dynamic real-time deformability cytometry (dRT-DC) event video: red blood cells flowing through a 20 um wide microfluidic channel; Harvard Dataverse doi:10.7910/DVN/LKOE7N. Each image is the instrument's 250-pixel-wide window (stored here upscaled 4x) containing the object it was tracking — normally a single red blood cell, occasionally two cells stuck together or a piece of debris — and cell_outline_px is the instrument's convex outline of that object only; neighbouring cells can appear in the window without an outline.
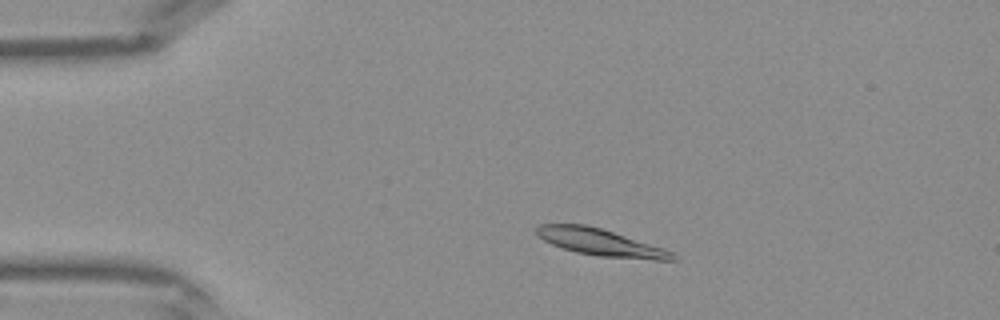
{"species": "Egyptian fruit bat (a non-hibernating species)", "species_latin": "Rousettus aegyptiacus", "temperature_condition": "warm", "stored_images_in_passage": 38, "camera_frame_rate_fps": 3000, "um_per_image_px": 0.085, "frame": {"image": 1, "passage_image": 5, "time_ms": 1.333, "image_size_px": [1000, 320], "cell_outline_px": [[676, 260], [652, 260], [600, 256], [576, 252], [552, 244], [536, 236], [536, 224], [584, 224], [600, 228], [664, 248], [672, 252], [676, 256]], "centroid_in_image_um": [51.02, 20.6], "position_along_channel_um": 34.0, "area_um2": 21.15}}
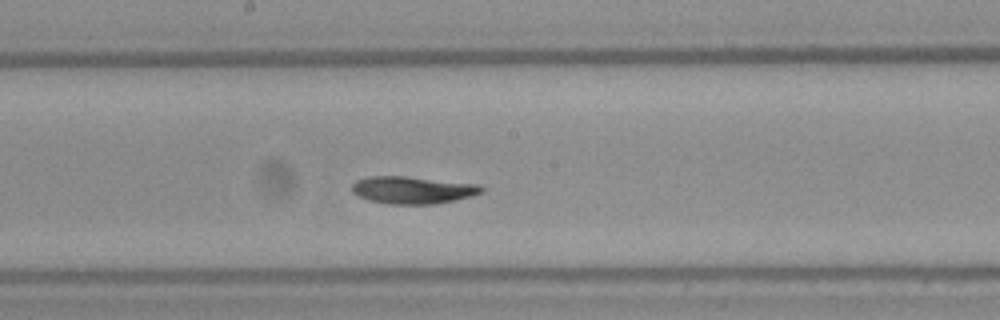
{"frame": {"image": 2, "passage_image": 19, "time_ms": 6.0, "image_size_px": [1000, 320], "cell_outline_px": [[484, 192], [472, 196], [432, 204], [388, 204], [368, 200], [352, 192], [352, 184], [356, 180], [368, 176], [404, 176], [480, 184], [484, 188]], "centroid_in_image_um": [35.08, 16.14], "position_along_channel_um": 213.1, "area_um2": 20.63}}
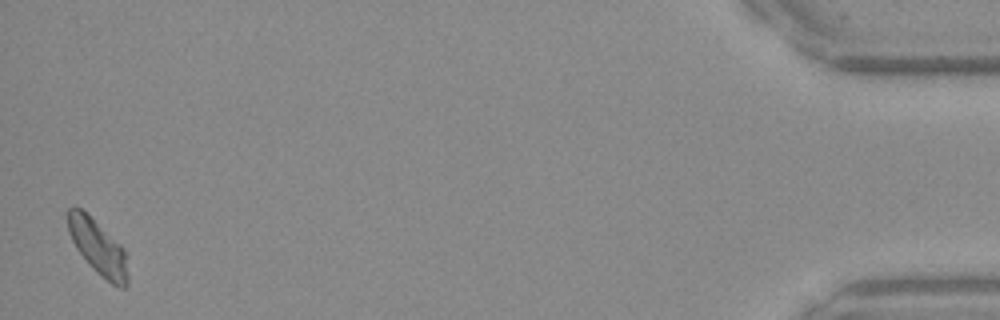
{"frame": {"image": 3, "passage_image": 38, "time_ms": 12.333, "image_size_px": [1000, 320], "cell_outline_px": [[128, 284], [124, 288], [120, 288], [112, 284], [96, 272], [88, 264], [76, 248], [68, 232], [68, 208], [80, 208], [120, 244], [124, 248], [128, 272]], "centroid_in_image_um": [8.34, 21.07], "position_along_channel_um": 426.9, "area_um2": 18.84}}